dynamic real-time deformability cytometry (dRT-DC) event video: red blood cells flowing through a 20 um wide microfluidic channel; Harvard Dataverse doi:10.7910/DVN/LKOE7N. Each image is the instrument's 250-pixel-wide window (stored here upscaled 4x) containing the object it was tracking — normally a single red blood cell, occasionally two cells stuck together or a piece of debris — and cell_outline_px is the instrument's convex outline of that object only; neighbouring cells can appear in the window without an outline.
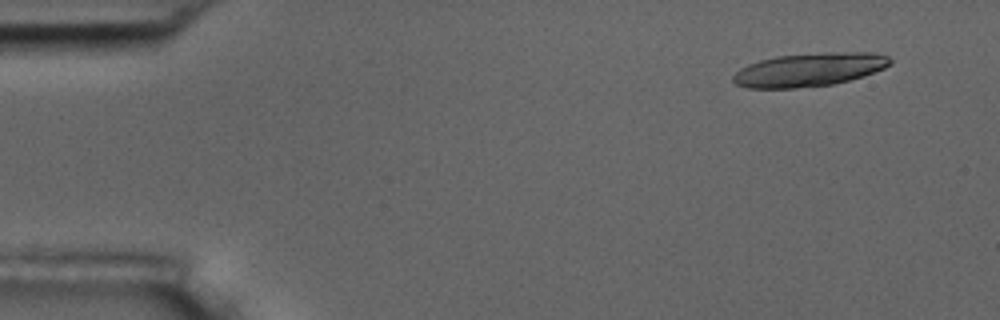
{"species": "common noctule bat (a hibernating species)", "species_latin": "Nyctalus noctula", "temperature_condition": "room temperature", "stored_images_in_passage": 15, "camera_frame_rate_fps": 3000, "um_per_image_px": 0.085, "animal": {"sex": "male", "body_mass_g": 17.5, "forearm_length_mm": 52.3}, "frame": {"image": 1, "passage_image": 1, "time_ms": 0.0, "image_size_px": [1000, 320], "cell_outline_px": [[892, 64], [884, 68], [864, 76], [832, 84], [796, 88], [748, 88], [736, 84], [732, 80], [732, 76], [740, 68], [748, 64], [760, 60], [776, 56], [828, 52], [872, 52], [888, 56], [892, 60]], "centroid_in_image_um": [68.79, 5.92], "position_along_channel_um": 16.2, "area_um2": 30.63}}